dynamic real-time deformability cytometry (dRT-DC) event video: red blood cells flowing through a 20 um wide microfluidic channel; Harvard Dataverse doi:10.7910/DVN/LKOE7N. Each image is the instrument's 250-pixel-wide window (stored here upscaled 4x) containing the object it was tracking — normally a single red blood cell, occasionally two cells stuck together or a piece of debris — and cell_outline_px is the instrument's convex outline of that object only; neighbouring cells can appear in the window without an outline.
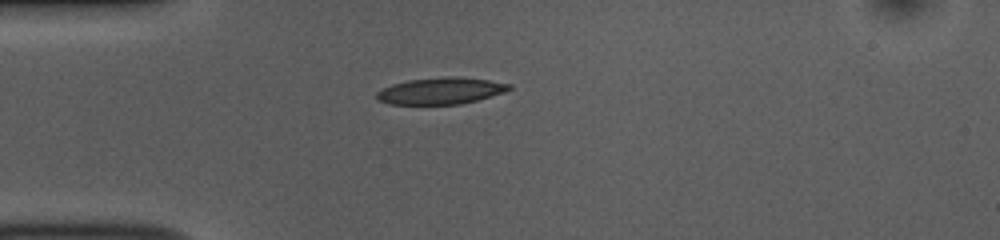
{"species": "common noctule bat (a hibernating species)", "species_latin": "Nyctalus noctula", "temperature_condition": "room temperature", "stored_images_in_passage": 39, "camera_frame_rate_fps": 3000, "um_per_image_px": 0.085, "animal": {"sex": "female", "body_mass_g": 10.0, "forearm_length_mm": 53.1}, "frame": {"image": 1, "passage_image": 1, "time_ms": 0.0, "image_size_px": [1000, 240], "cell_outline_px": [[512, 88], [504, 92], [476, 100], [460, 104], [388, 104], [376, 100], [376, 92], [392, 84], [408, 80], [448, 76], [488, 80], [512, 84]], "centroid_in_image_um": [37.43, 7.72], "position_along_channel_um": 47.6, "area_um2": 20.4}}
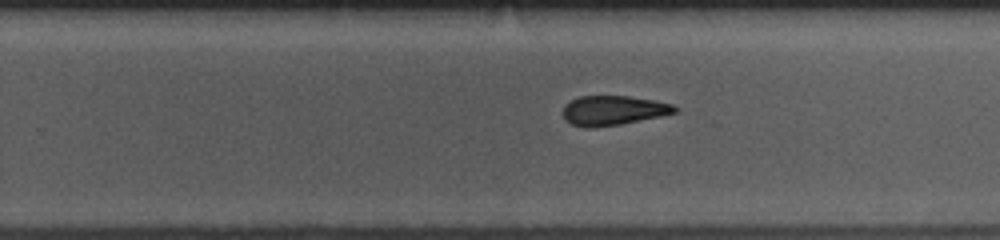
{"frame": {"image": 2, "passage_image": 20, "time_ms": 6.333, "image_size_px": [1000, 240], "cell_outline_px": [[680, 108], [676, 112], [660, 116], [620, 124], [588, 128], [572, 124], [564, 120], [564, 104], [580, 96], [628, 96], [652, 100], [672, 104]], "centroid_in_image_um": [52.12, 9.38], "position_along_channel_um": 277.7, "area_um2": 19.07}}
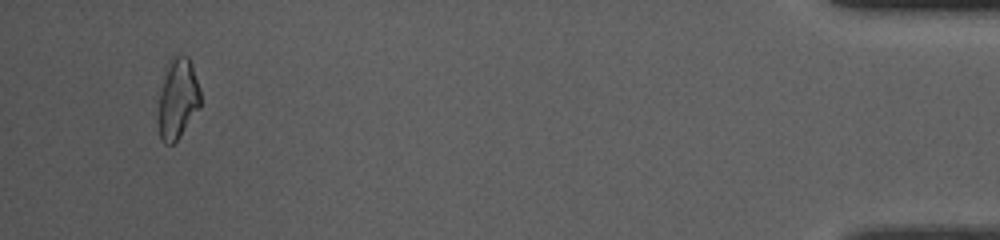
{"frame": {"image": 3, "passage_image": 37, "time_ms": 12.0, "image_size_px": [1000, 240], "cell_outline_px": [[200, 108], [180, 136], [172, 144], [164, 144], [160, 140], [156, 120], [160, 92], [164, 68], [172, 52], [188, 56], [192, 64], [200, 88]], "centroid_in_image_um": [15.07, 8.35], "position_along_channel_um": 420.1, "area_um2": 20.69}, "authors_computed_cell_mechanics": {"area_um2": 19.7098, "velocity_mm_per_s": 3.8476, "shape_relaxation_time_tau1_ms": null, "shape_relaxation_time_tau2_ms": 10.1885, "deformation_change_tau1": null, "deformation_change_tau2": 0.2203}}